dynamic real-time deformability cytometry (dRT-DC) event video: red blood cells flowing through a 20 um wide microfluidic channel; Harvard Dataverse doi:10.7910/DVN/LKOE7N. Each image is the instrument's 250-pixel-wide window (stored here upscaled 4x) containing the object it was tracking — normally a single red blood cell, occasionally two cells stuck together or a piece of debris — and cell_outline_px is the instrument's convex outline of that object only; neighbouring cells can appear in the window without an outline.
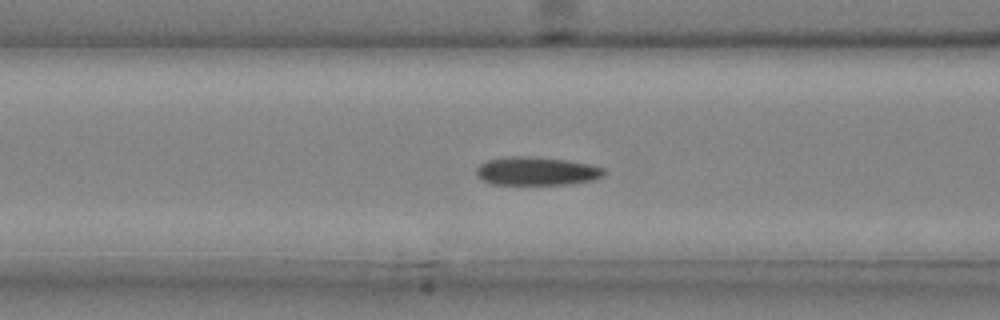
{"species": "common noctule bat (a hibernating species)", "species_latin": "Nyctalus noctula", "temperature_condition": "cold", "stored_images_in_passage": 38, "camera_frame_rate_fps": 3000, "um_per_image_px": 0.085, "animal": {"sex": "male", "body_mass_g": 20.4}, "frame": {"image": 1, "passage_image": 13, "time_ms": 4.0, "image_size_px": [1000, 320], "cell_outline_px": [[604, 176], [592, 180], [568, 184], [492, 184], [480, 180], [476, 176], [476, 168], [480, 164], [488, 160], [504, 156], [532, 156], [568, 160], [592, 164], [604, 168]], "centroid_in_image_um": [45.59, 14.53], "position_along_channel_um": 121.0, "area_um2": 21.39}}
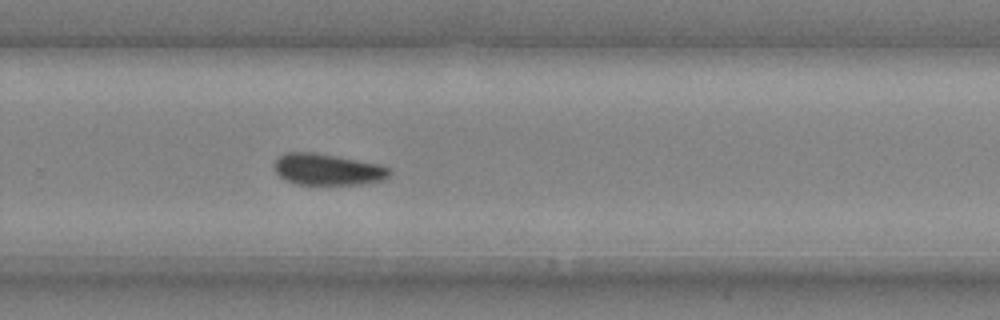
{"frame": {"image": 2, "passage_image": 25, "time_ms": 8.0, "image_size_px": [1000, 320], "cell_outline_px": [[392, 172], [388, 180], [360, 184], [296, 184], [284, 180], [276, 172], [276, 160], [284, 152], [312, 152], [336, 156], [380, 164], [392, 168]], "centroid_in_image_um": [27.92, 14.41], "position_along_channel_um": 301.9, "area_um2": 21.21}}
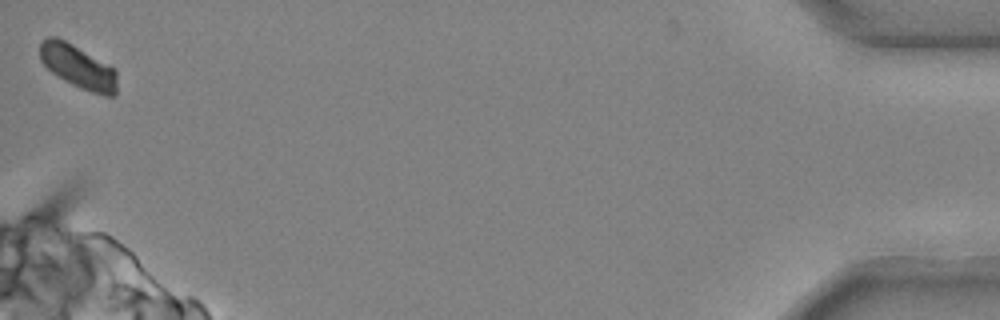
{"frame": {"image": 3, "passage_image": 38, "time_ms": 12.333, "image_size_px": [1000, 320], "cell_outline_px": [[116, 96], [104, 96], [80, 88], [64, 80], [52, 72], [40, 60], [40, 44], [48, 36], [56, 36], [72, 44], [116, 68]], "centroid_in_image_um": [6.66, 5.67], "position_along_channel_um": 428.5, "area_um2": 19.48}}